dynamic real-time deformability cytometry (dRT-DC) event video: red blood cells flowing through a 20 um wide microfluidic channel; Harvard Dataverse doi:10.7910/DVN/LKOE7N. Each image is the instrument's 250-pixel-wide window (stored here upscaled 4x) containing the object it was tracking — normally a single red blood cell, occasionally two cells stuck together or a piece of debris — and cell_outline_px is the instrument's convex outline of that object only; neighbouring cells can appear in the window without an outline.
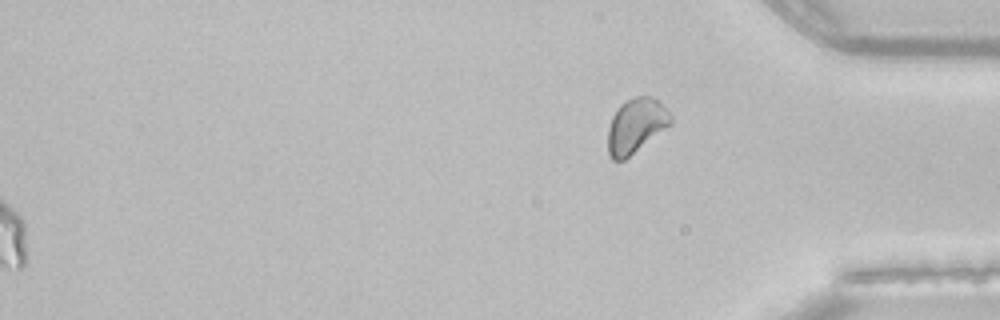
{"species": "common noctule bat (a hibernating species)", "species_latin": "Nyctalus noctula", "temperature_condition": "room temperature", "stored_images_in_passage": 41, "camera_frame_rate_fps": 3000, "um_per_image_px": 0.085, "animal": {"sex": "female", "body_mass_g": 22.7, "forearm_length_mm": 54.2}, "frame": {"image": 1, "passage_image": 41, "time_ms": 13.333, "image_size_px": [1000, 320], "cell_outline_px": [[672, 120], [668, 124], [624, 160], [612, 160], [608, 152], [608, 128], [612, 116], [620, 104], [636, 96], [652, 96], [672, 116]], "centroid_in_image_um": [53.99, 10.67], "position_along_channel_um": 381.2, "area_um2": 19.19}}